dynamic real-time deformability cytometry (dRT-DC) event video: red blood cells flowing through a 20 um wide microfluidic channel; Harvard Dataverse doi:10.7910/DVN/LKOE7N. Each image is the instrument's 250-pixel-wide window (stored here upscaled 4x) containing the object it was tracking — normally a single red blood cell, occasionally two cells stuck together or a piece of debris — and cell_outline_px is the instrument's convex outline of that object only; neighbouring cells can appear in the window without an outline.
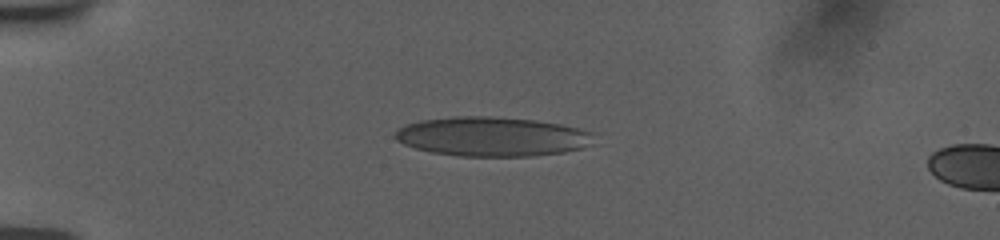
{"species": "human", "species_latin": "Homo sapiens", "temperature_condition": "room temperature", "stored_images_in_passage": 9, "camera_frame_rate_fps": 3000, "um_per_image_px": 0.085, "donor": {"sex": "female"}, "frame": {"image": 1, "passage_image": 1, "time_ms": 0.0, "image_size_px": [1000, 240], "cell_outline_px": [[584, 132], [580, 148], [560, 152], [528, 156], [464, 156], [436, 152], [416, 148], [404, 144], [396, 136], [396, 132], [400, 128], [408, 124], [424, 120], [460, 116], [488, 116], [532, 120], [556, 124], [576, 128]], "centroid_in_image_um": [41.64, 11.6], "position_along_channel_um": 43.4, "area_um2": 43.35}}
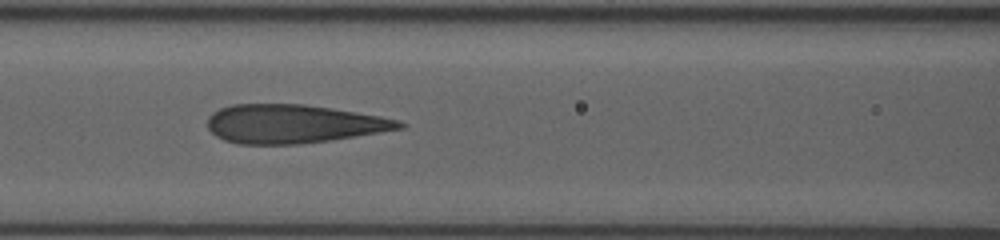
{"frame": {"image": 2, "passage_image": 6, "time_ms": 3.667, "image_size_px": [1000, 240], "cell_outline_px": [[404, 124], [400, 128], [328, 140], [296, 144], [240, 144], [224, 140], [216, 136], [208, 128], [208, 116], [212, 112], [220, 108], [232, 104], [304, 104], [376, 116], [396, 120]], "centroid_in_image_um": [24.78, 10.52], "position_along_channel_um": 141.8, "area_um2": 42.19}}
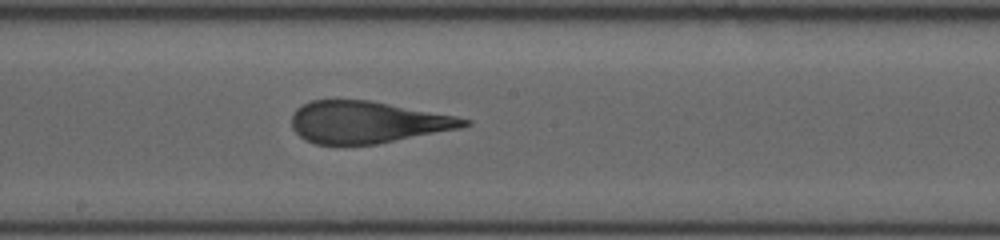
{"frame": {"image": 3, "passage_image": 9, "time_ms": 5.667, "image_size_px": [1000, 240], "cell_outline_px": [[468, 124], [456, 128], [376, 144], [316, 144], [304, 140], [292, 128], [292, 112], [296, 108], [312, 100], [368, 100], [452, 116], [468, 120]], "centroid_in_image_um": [31.08, 10.38], "position_along_channel_um": 217.1, "area_um2": 41.04}}